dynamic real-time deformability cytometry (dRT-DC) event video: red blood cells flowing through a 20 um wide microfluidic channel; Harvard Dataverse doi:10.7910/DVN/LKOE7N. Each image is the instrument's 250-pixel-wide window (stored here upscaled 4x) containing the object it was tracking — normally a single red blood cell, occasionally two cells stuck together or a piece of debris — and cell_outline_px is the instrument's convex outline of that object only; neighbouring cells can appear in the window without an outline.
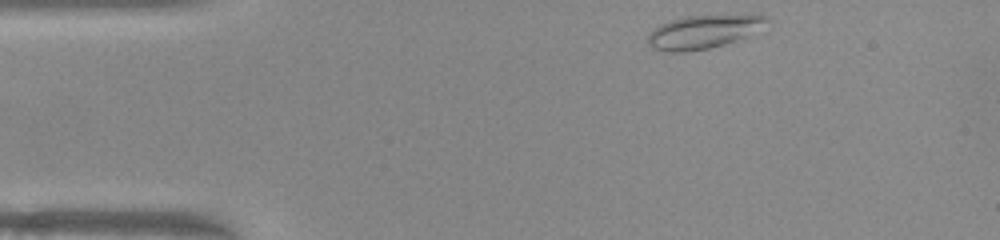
{"species": "common noctule bat (a hibernating species)", "species_latin": "Nyctalus noctula", "temperature_condition": "warm", "stored_images_in_passage": 44, "camera_frame_rate_fps": 3000, "um_per_image_px": 0.085, "animal": {"sex": "female", "body_mass_g": 22.0, "forearm_length_mm": 56.7}, "frame": {"image": 1, "passage_image": 1, "time_ms": 0.0, "image_size_px": [1000, 240], "cell_outline_px": [[772, 20], [744, 36], [736, 40], [724, 44], [708, 48], [684, 52], [664, 52], [652, 48], [648, 44], [648, 36], [656, 28], [672, 20], [688, 16], [764, 16]], "centroid_in_image_um": [59.71, 2.73], "position_along_channel_um": 25.3, "area_um2": 22.14}}
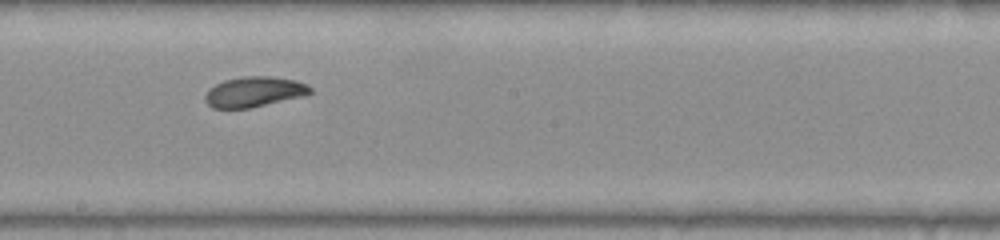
{"frame": {"image": 2, "passage_image": 21, "time_ms": 6.667, "image_size_px": [1000, 240], "cell_outline_px": [[312, 92], [304, 96], [248, 108], [212, 108], [204, 100], [204, 96], [208, 88], [224, 80], [244, 76], [268, 76], [296, 80], [308, 84], [312, 88]], "centroid_in_image_um": [21.6, 7.8], "position_along_channel_um": 226.6, "area_um2": 18.61}}
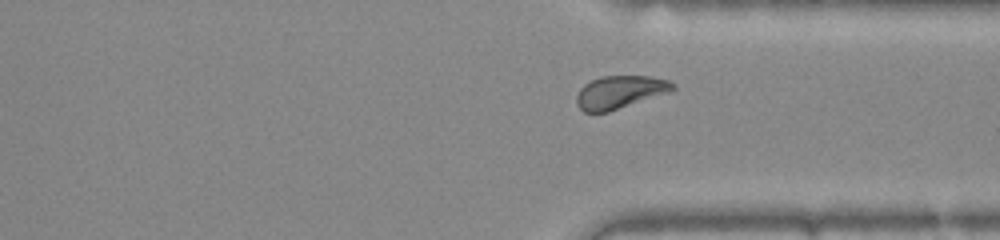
{"frame": {"image": 3, "passage_image": 31, "time_ms": 10.0, "image_size_px": [1000, 240], "cell_outline_px": [[676, 88], [668, 92], [608, 112], [584, 112], [576, 104], [576, 96], [580, 88], [584, 84], [600, 76], [652, 76], [668, 80], [676, 84]], "centroid_in_image_um": [52.68, 7.82], "position_along_channel_um": 358.7, "area_um2": 18.38}, "authors_computed_cell_mechanics": {"area_um2": 18.8717, "velocity_mm_per_s": 3.9477, "shape_relaxation_time_tau1_ms": 4.5103, "shape_relaxation_time_tau2_ms": 2.1108, "deformation_change_tau1": 0.1575, "deformation_change_tau2": 0.0663}}